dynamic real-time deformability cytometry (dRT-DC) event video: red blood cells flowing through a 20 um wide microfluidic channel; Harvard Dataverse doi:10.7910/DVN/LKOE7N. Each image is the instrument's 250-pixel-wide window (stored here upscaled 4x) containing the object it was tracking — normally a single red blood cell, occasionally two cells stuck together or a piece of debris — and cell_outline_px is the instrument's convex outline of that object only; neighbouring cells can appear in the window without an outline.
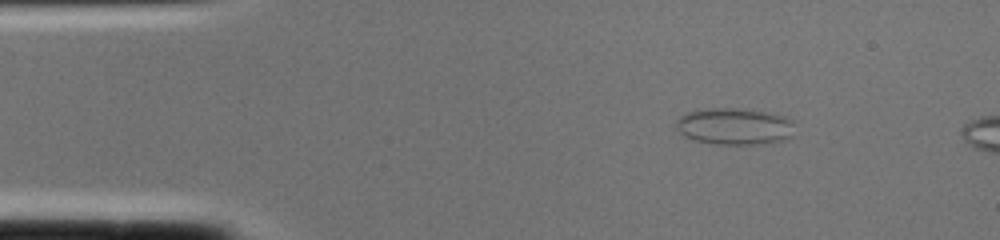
{"species": "common noctule bat (a hibernating species)", "species_latin": "Nyctalus noctula", "temperature_condition": "cold", "stored_images_in_passage": 2, "camera_frame_rate_fps": 3000, "um_per_image_px": 0.085, "animal": {"sex": "female", "body_mass_g": 22.0, "forearm_length_mm": 56.7}, "frame": {"image": 1, "passage_image": 1, "time_ms": 0.0, "image_size_px": [1000, 240], "cell_outline_px": [[792, 136], [788, 140], [756, 144], [716, 144], [692, 140], [684, 136], [676, 128], [676, 120], [680, 116], [688, 112], [704, 108], [736, 108], [764, 112], [784, 116], [792, 120]], "centroid_in_image_um": [62.4, 10.75], "position_along_channel_um": 22.6, "area_um2": 25.43}}